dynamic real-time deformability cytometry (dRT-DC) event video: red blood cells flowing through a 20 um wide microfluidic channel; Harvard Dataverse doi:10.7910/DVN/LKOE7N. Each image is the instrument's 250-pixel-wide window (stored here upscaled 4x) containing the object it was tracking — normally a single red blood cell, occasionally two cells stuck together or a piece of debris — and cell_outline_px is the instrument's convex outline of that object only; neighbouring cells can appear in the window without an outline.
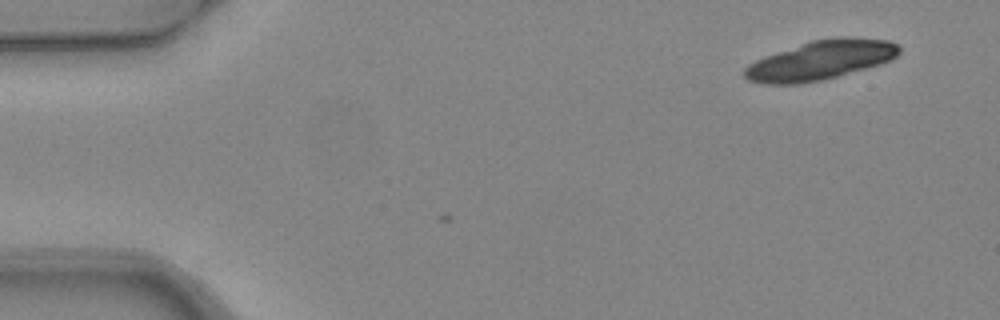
{"species": "common noctule bat (a hibernating species)", "species_latin": "Nyctalus noctula", "temperature_condition": "warm", "stored_images_in_passage": 2, "camera_frame_rate_fps": 3000, "um_per_image_px": 0.085, "animal": {"sex": "female", "body_mass_g": 24.6, "forearm_length_mm": 56.2}, "frame": {"image": 1, "passage_image": 1, "time_ms": 0.0, "image_size_px": [1000, 320], "cell_outline_px": [[900, 52], [896, 56], [880, 64], [824, 80], [800, 84], [764, 84], [748, 80], [744, 76], [744, 68], [748, 64], [756, 60], [812, 40], [836, 36], [848, 36], [888, 40], [896, 44], [900, 48]], "centroid_in_image_um": [69.76, 5.12], "position_along_channel_um": 15.2, "area_um2": 35.26}}